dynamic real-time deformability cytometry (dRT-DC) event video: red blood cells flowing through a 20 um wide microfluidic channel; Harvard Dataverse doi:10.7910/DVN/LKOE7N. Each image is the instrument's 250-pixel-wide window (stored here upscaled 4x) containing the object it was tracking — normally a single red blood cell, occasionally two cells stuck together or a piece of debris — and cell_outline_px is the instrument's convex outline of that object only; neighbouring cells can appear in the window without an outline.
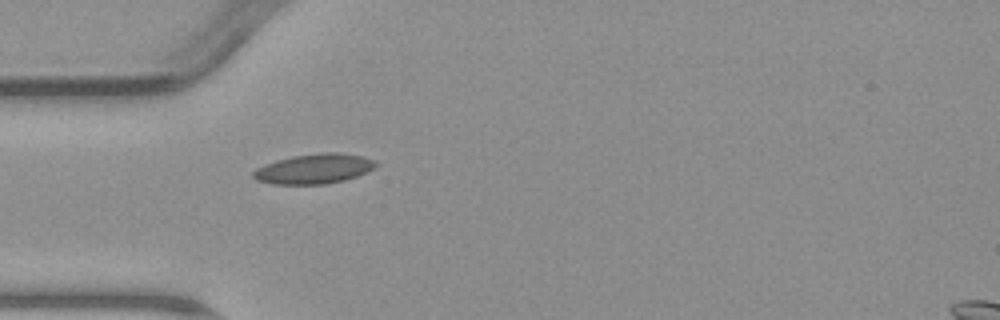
{"species": "common noctule bat (a hibernating species)", "species_latin": "Nyctalus noctula", "temperature_condition": "warm", "stored_images_in_passage": 5, "camera_frame_rate_fps": 3000, "um_per_image_px": 0.085, "animal": {"sex": "male", "body_mass_g": 23.1, "forearm_length_mm": 52.7}, "frame": {"image": 1, "passage_image": 5, "time_ms": 4.667, "image_size_px": [1000, 320], "cell_outline_px": [[376, 164], [372, 168], [356, 176], [344, 180], [324, 184], [272, 184], [256, 180], [252, 176], [252, 172], [256, 168], [264, 164], [276, 160], [292, 156], [324, 152], [336, 152], [364, 156], [376, 160]], "centroid_in_image_um": [26.65, 14.34], "position_along_channel_um": 58.4, "area_um2": 21.27}}